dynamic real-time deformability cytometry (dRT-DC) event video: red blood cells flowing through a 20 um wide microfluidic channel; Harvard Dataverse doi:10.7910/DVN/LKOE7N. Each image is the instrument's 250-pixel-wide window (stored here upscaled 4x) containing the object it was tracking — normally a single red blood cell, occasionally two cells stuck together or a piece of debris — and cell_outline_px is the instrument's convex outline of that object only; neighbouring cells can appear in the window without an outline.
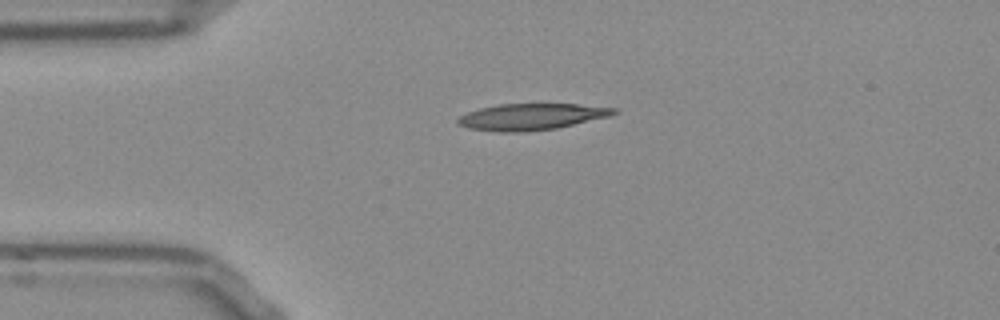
{"species": "Egyptian fruit bat (a non-hibernating species)", "species_latin": "Rousettus aegyptiacus", "temperature_condition": "room temperature", "stored_images_in_passage": 42, "camera_frame_rate_fps": 3000, "um_per_image_px": 0.085, "frame": {"image": 1, "passage_image": 1, "time_ms": 0.0, "image_size_px": [1000, 320], "cell_outline_px": [[616, 112], [608, 116], [556, 128], [528, 132], [500, 132], [468, 128], [460, 124], [456, 120], [460, 116], [468, 112], [480, 108], [500, 104], [576, 104], [616, 108]], "centroid_in_image_um": [45.13, 9.92], "position_along_channel_um": 39.9, "area_um2": 23.7}}
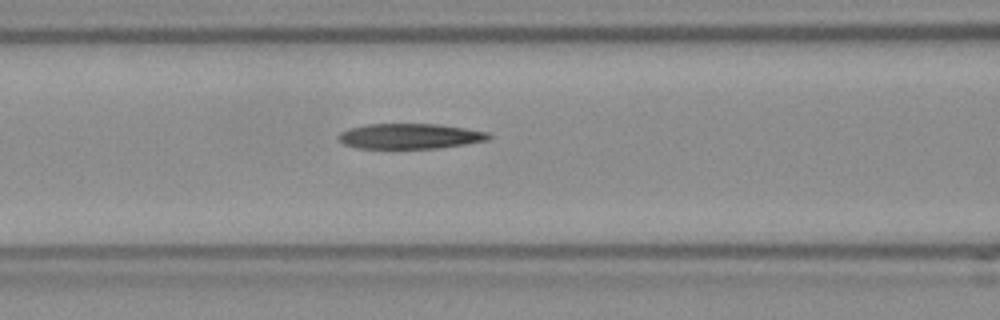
{"frame": {"image": 2, "passage_image": 10, "time_ms": 3.0, "image_size_px": [1000, 320], "cell_outline_px": [[492, 136], [488, 140], [464, 144], [436, 148], [356, 148], [344, 144], [336, 140], [336, 136], [340, 132], [348, 128], [364, 124], [440, 124], [488, 132]], "centroid_in_image_um": [34.77, 11.57], "position_along_channel_um": 131.8, "area_um2": 22.25}}
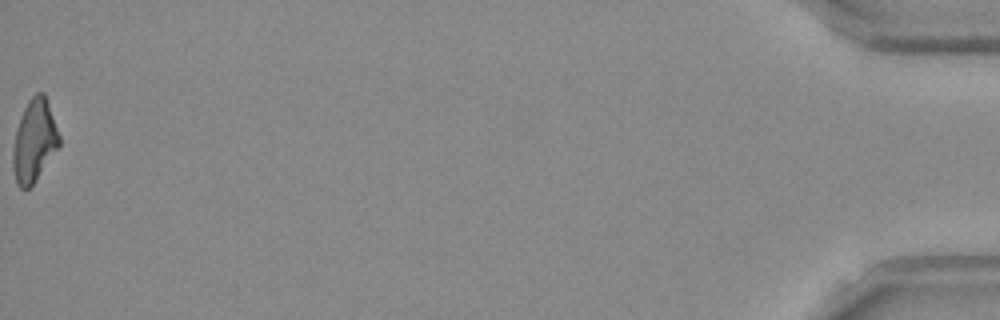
{"frame": {"image": 3, "passage_image": 42, "time_ms": 13.667, "image_size_px": [1000, 320], "cell_outline_px": [[60, 144], [36, 180], [28, 188], [20, 188], [16, 184], [12, 168], [12, 152], [16, 132], [24, 108], [28, 100], [36, 92], [44, 92], [60, 136]], "centroid_in_image_um": [2.9, 11.98], "position_along_channel_um": 432.3, "area_um2": 21.96}, "authors_computed_cell_mechanics": {"area_um2": 22.9466, "velocity_mm_per_s": 3.814, "shape_relaxation_time_tau1_ms": null, "shape_relaxation_time_tau2_ms": 3.5755, "deformation_change_tau1": null, "deformation_change_tau2": 0.15}}